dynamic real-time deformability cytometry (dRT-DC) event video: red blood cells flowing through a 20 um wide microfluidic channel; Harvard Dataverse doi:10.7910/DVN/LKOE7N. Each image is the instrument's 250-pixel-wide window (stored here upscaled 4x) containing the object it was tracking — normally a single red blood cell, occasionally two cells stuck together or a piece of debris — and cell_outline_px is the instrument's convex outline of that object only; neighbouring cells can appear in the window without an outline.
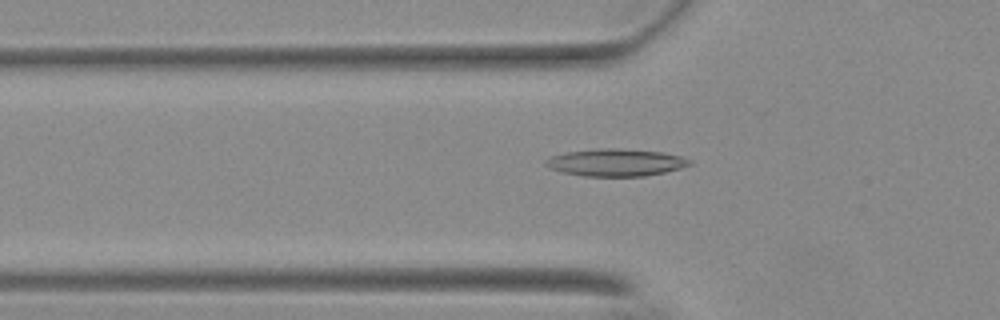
{"species": "Egyptian fruit bat (a non-hibernating species)", "species_latin": "Rousettus aegyptiacus", "temperature_condition": "warm", "stored_images_in_passage": 55, "camera_frame_rate_fps": 3000, "um_per_image_px": 0.085, "animal": {"sex": "female"}, "frame": {"image": 1, "passage_image": 18, "time_ms": 5.667, "image_size_px": [1000, 320], "cell_outline_px": [[692, 164], [680, 168], [664, 172], [644, 176], [584, 176], [560, 172], [548, 168], [544, 164], [544, 160], [552, 156], [564, 152], [596, 148], [616, 148], [660, 152], [680, 156], [692, 160]], "centroid_in_image_um": [52.28, 13.81], "position_along_channel_um": 73.5, "area_um2": 23.0}}
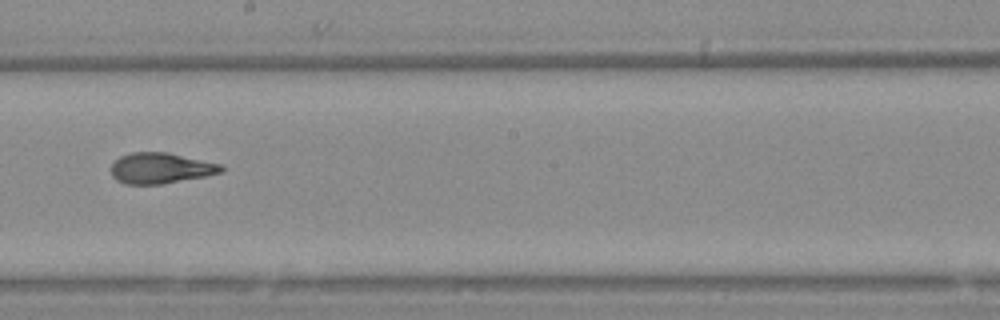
{"frame": {"image": 2, "passage_image": 31, "time_ms": 10.0, "image_size_px": [1000, 320], "cell_outline_px": [[224, 172], [204, 176], [160, 184], [128, 184], [116, 180], [112, 176], [108, 168], [120, 156], [132, 152], [168, 152], [220, 164], [224, 168]], "centroid_in_image_um": [13.61, 14.29], "position_along_channel_um": 234.6, "area_um2": 19.71}}
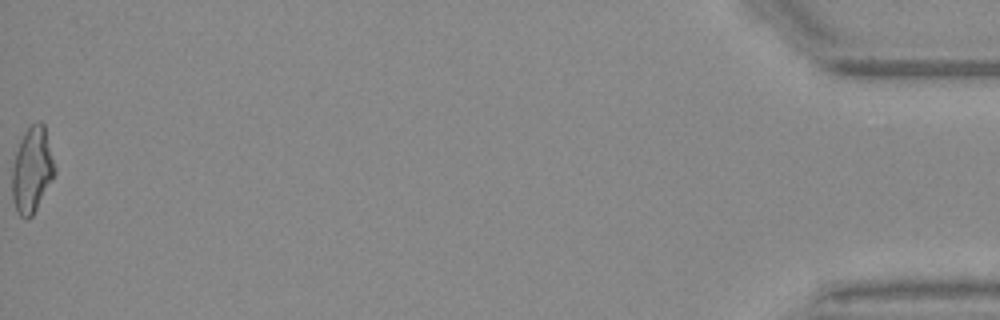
{"frame": {"image": 3, "passage_image": 55, "time_ms": 18.0, "image_size_px": [1000, 320], "cell_outline_px": [[56, 172], [32, 216], [20, 216], [16, 212], [12, 200], [12, 168], [16, 152], [24, 132], [32, 124], [40, 120], [44, 124], [56, 168]], "centroid_in_image_um": [2.72, 14.43], "position_along_channel_um": 432.5, "area_um2": 21.04}, "authors_computed_cell_mechanics": {"area_um2": 20.1144, "velocity_mm_per_s": 3.7175, "shape_relaxation_time_tau1_ms": 8.9626, "shape_relaxation_time_tau2_ms": 1.7078, "deformation_change_tau1": 0.2709, "deformation_change_tau2": 0.0964}}